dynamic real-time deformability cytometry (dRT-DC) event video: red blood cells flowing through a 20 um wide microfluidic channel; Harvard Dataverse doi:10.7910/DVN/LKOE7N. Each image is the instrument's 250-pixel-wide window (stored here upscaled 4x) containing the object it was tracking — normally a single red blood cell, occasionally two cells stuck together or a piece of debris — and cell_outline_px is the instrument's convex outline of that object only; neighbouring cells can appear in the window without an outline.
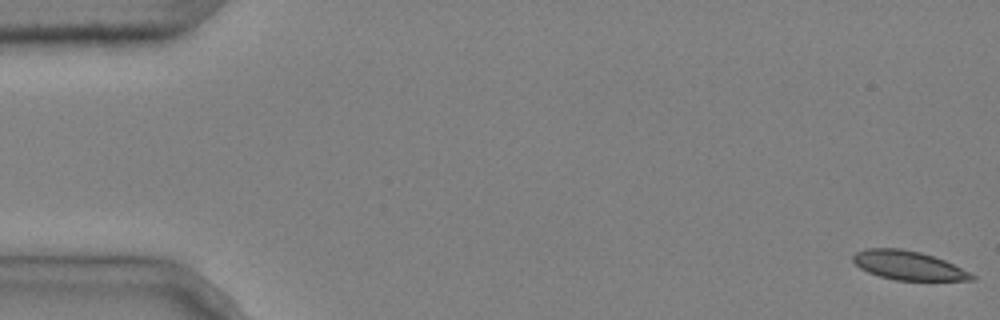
{"species": "common noctule bat (a hibernating species)", "species_latin": "Nyctalus noctula", "temperature_condition": "cold", "stored_images_in_passage": 5, "camera_frame_rate_fps": 3000, "um_per_image_px": 0.085, "animal": {"sex": "male", "body_mass_g": 20.4}, "frame": {"image": 1, "passage_image": 1, "time_ms": 0.0, "image_size_px": [1000, 320], "cell_outline_px": [[976, 280], [896, 280], [880, 276], [868, 272], [860, 268], [852, 260], [852, 256], [856, 252], [864, 248], [900, 248], [920, 252], [944, 260], [976, 276]], "centroid_in_image_um": [77.16, 22.55], "position_along_channel_um": 7.8, "area_um2": 19.83}}
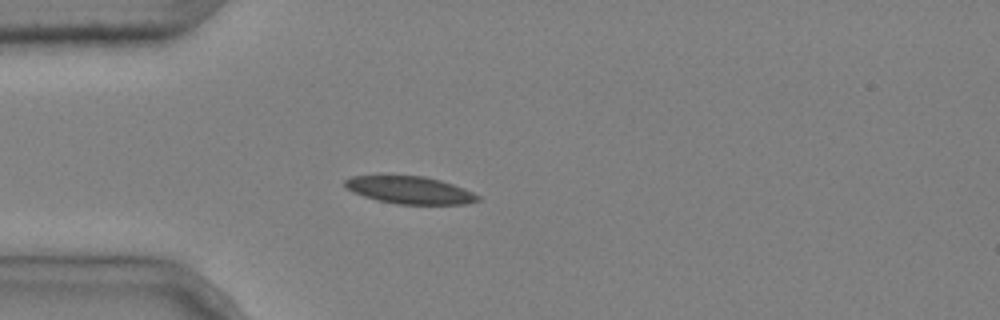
{"frame": {"image": 2, "passage_image": 5, "time_ms": 1.333, "image_size_px": [1000, 320], "cell_outline_px": [[480, 200], [468, 204], [396, 204], [376, 200], [352, 192], [344, 188], [344, 180], [352, 176], [380, 172], [424, 176], [440, 180], [464, 188], [480, 196]], "centroid_in_image_um": [34.73, 16.1], "position_along_channel_um": 50.3, "area_um2": 22.31}}